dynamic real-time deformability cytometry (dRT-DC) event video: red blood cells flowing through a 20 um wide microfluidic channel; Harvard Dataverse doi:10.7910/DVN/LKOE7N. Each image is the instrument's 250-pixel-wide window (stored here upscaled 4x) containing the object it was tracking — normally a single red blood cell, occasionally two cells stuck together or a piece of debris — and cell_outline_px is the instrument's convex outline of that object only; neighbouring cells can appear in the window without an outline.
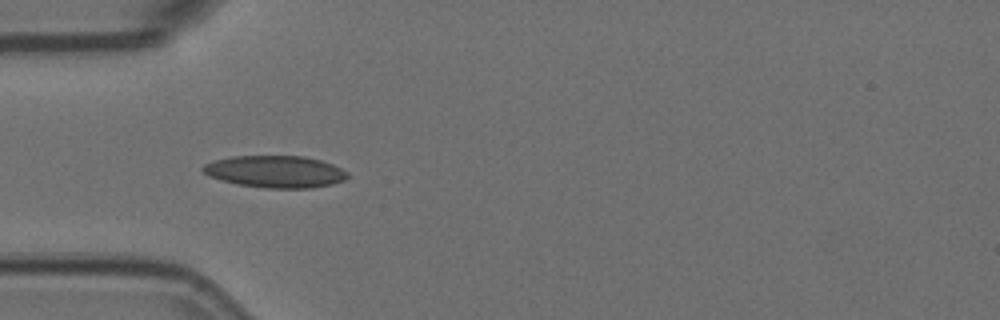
{"species": "Egyptian fruit bat (a non-hibernating species)", "species_latin": "Rousettus aegyptiacus", "temperature_condition": "room temperature", "stored_images_in_passage": 8, "camera_frame_rate_fps": 3000, "um_per_image_px": 0.085, "animal": {"sex": "female"}, "frame": {"image": 1, "passage_image": 4, "time_ms": 1.0, "image_size_px": [1000, 320], "cell_outline_px": [[348, 176], [344, 180], [332, 184], [312, 188], [264, 188], [236, 184], [220, 180], [208, 176], [200, 168], [204, 164], [216, 160], [232, 156], [304, 156], [320, 160], [332, 164], [348, 172]], "centroid_in_image_um": [23.38, 14.59], "position_along_channel_um": 61.6, "area_um2": 27.05}}
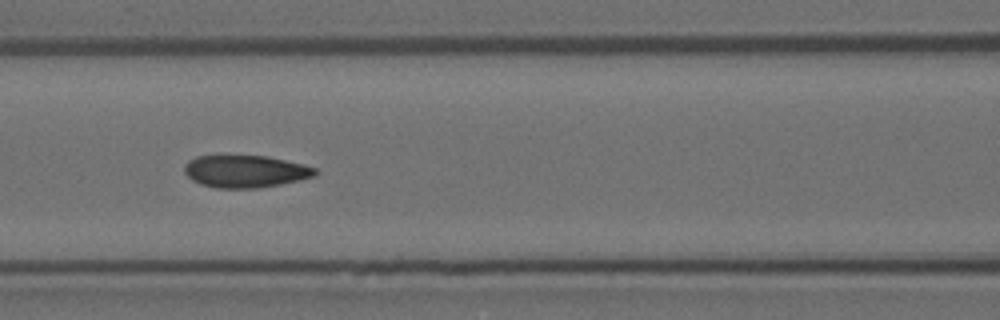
{"frame": {"image": 2, "passage_image": 6, "time_ms": 1.667, "image_size_px": [1000, 320], "cell_outline_px": [[320, 172], [316, 176], [300, 180], [280, 184], [256, 188], [216, 188], [200, 184], [192, 180], [184, 172], [184, 168], [188, 160], [196, 156], [268, 156], [304, 164], [316, 168]], "centroid_in_image_um": [20.89, 14.57], "position_along_channel_um": 145.7, "area_um2": 24.74}}
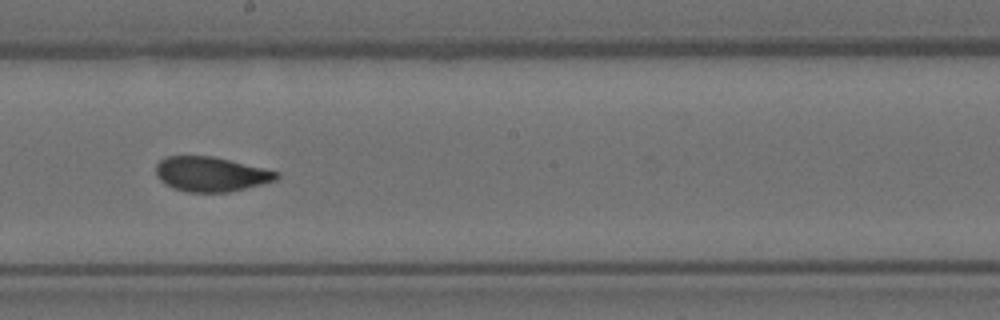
{"frame": {"image": 3, "passage_image": 8, "time_ms": 2.333, "image_size_px": [1000, 320], "cell_outline_px": [[280, 176], [276, 180], [228, 192], [188, 192], [172, 188], [164, 184], [156, 176], [156, 164], [160, 160], [168, 156], [212, 156], [280, 172]], "centroid_in_image_um": [17.89, 14.8], "position_along_channel_um": 230.3, "area_um2": 24.28}}